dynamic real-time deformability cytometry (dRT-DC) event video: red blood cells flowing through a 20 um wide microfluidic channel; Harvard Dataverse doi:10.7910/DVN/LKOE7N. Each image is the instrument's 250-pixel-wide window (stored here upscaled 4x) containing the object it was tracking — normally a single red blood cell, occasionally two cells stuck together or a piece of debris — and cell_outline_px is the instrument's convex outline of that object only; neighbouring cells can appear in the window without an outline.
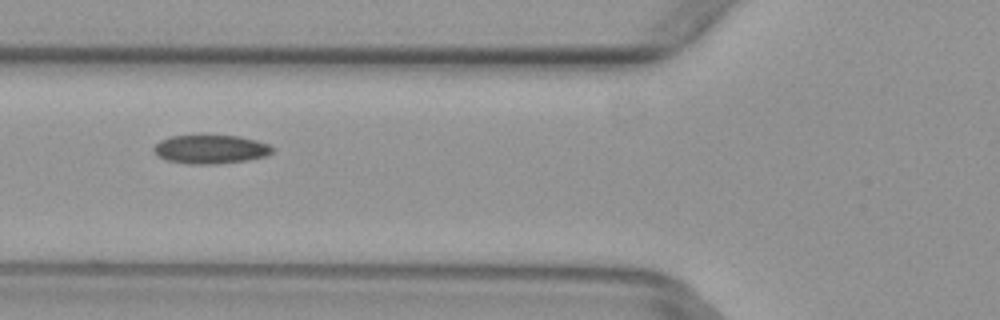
{"species": "common noctule bat (a hibernating species)", "species_latin": "Nyctalus noctula", "temperature_condition": "warm", "stored_images_in_passage": 3, "camera_frame_rate_fps": 3000, "um_per_image_px": 0.085, "animal": {"sex": "female", "body_mass_g": 29.2, "forearm_length_mm": 56.3}, "frame": {"image": 1, "passage_image": 3, "time_ms": 0.667, "image_size_px": [1000, 320], "cell_outline_px": [[272, 152], [268, 156], [248, 160], [216, 164], [188, 164], [164, 160], [156, 156], [152, 148], [160, 140], [168, 136], [204, 132], [240, 136], [256, 140], [268, 144], [272, 148]], "centroid_in_image_um": [17.84, 12.64], "position_along_channel_um": 108.0, "area_um2": 21.04}}